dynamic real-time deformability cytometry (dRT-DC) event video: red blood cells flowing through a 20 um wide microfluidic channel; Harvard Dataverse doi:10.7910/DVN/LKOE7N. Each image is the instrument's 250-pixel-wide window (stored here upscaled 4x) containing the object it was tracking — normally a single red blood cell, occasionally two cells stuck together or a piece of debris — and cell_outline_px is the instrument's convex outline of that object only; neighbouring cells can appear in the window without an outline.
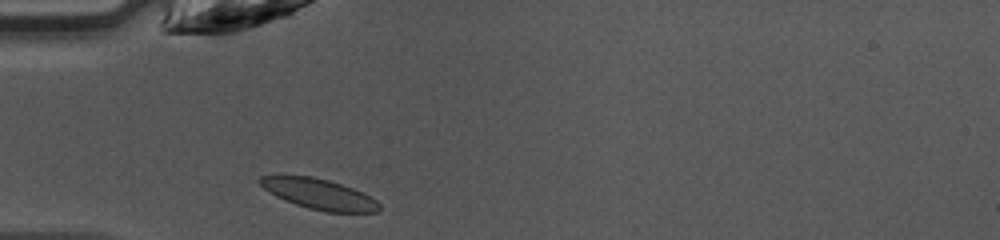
{"species": "common noctule bat (a hibernating species)", "species_latin": "Nyctalus noctula", "temperature_condition": "warm", "stored_images_in_passage": 34, "camera_frame_rate_fps": 3000, "um_per_image_px": 0.085, "animal": {"sex": "female", "body_mass_g": 10.0, "forearm_length_mm": 53.1}, "frame": {"image": 1, "passage_image": 1, "time_ms": 0.0, "image_size_px": [1000, 240], "cell_outline_px": [[380, 208], [376, 212], [324, 212], [308, 208], [296, 204], [276, 196], [268, 192], [256, 180], [260, 176], [312, 176], [328, 180], [352, 188], [376, 200], [380, 204]], "centroid_in_image_um": [27.09, 16.5], "position_along_channel_um": 57.9, "area_um2": 20.87}}
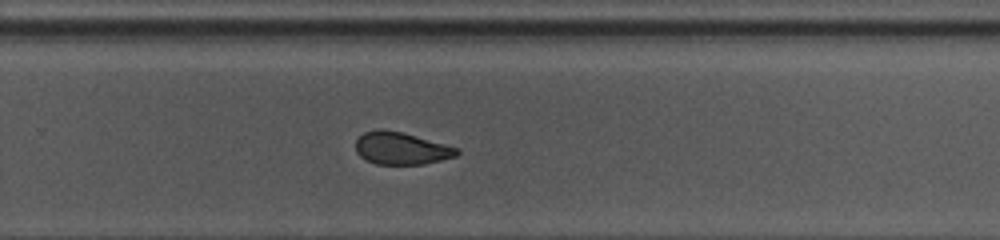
{"frame": {"image": 2, "passage_image": 18, "time_ms": 5.667, "image_size_px": [1000, 240], "cell_outline_px": [[460, 152], [456, 156], [424, 164], [376, 164], [364, 160], [356, 152], [356, 140], [364, 132], [380, 128], [384, 128], [400, 132], [444, 144], [456, 148]], "centroid_in_image_um": [34.04, 12.61], "position_along_channel_um": 295.8, "area_um2": 18.9}}
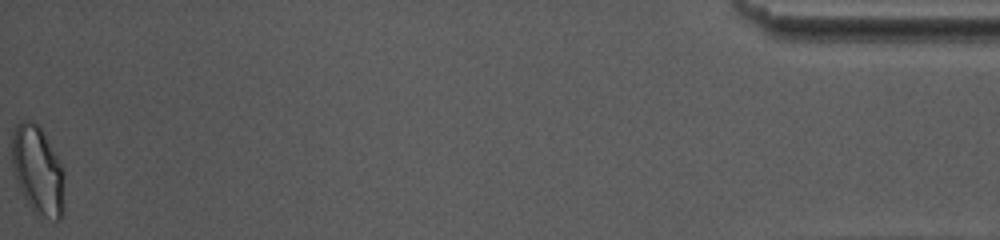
{"frame": {"image": 3, "passage_image": 34, "time_ms": 11.0, "image_size_px": [1000, 240], "cell_outline_px": [[64, 216], [60, 220], [56, 220], [44, 216], [32, 208], [20, 188], [16, 180], [12, 168], [12, 132], [16, 124], [20, 120], [32, 120], [44, 132], [64, 168]], "centroid_in_image_um": [3.24, 14.44], "position_along_channel_um": 432.0, "area_um2": 27.22}, "authors_computed_cell_mechanics": {"area_um2": 20.519, "velocity_mm_per_s": 4.2678, "shape_relaxation_time_tau1_ms": 9.3583, "shape_relaxation_time_tau2_ms": 1.505, "deformation_change_tau1": 0.2002, "deformation_change_tau2": 0.0586}}